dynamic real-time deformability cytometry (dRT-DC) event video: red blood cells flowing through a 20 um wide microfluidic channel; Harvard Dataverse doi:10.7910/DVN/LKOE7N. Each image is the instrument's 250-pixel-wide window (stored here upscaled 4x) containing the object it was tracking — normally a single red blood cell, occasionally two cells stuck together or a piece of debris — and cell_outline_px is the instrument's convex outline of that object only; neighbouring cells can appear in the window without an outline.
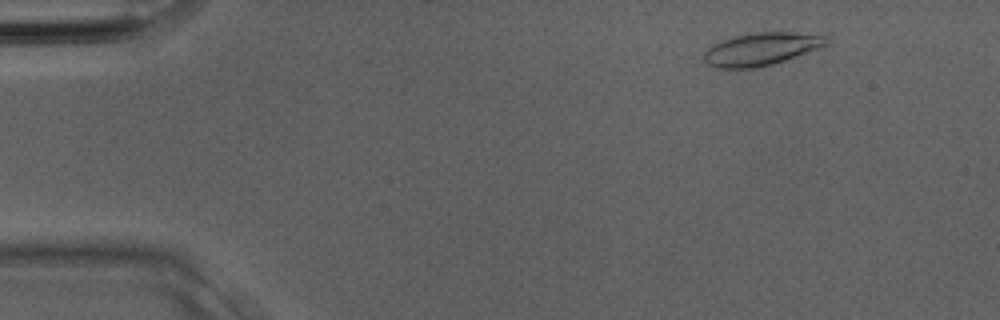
{"species": "Egyptian fruit bat (a non-hibernating species)", "species_latin": "Rousettus aegyptiacus", "temperature_condition": "room temperature", "stored_images_in_passage": 3, "camera_frame_rate_fps": 3000, "um_per_image_px": 0.085, "animal": {"sex": "male"}, "frame": {"image": 1, "passage_image": 2, "time_ms": 0.333, "image_size_px": [1000, 320], "cell_outline_px": [[832, 40], [828, 44], [820, 48], [760, 68], [716, 68], [708, 64], [704, 60], [704, 52], [712, 44], [732, 36], [756, 32], [792, 32], [828, 36]], "centroid_in_image_um": [64.72, 4.16], "position_along_channel_um": 20.3, "area_um2": 23.52}}